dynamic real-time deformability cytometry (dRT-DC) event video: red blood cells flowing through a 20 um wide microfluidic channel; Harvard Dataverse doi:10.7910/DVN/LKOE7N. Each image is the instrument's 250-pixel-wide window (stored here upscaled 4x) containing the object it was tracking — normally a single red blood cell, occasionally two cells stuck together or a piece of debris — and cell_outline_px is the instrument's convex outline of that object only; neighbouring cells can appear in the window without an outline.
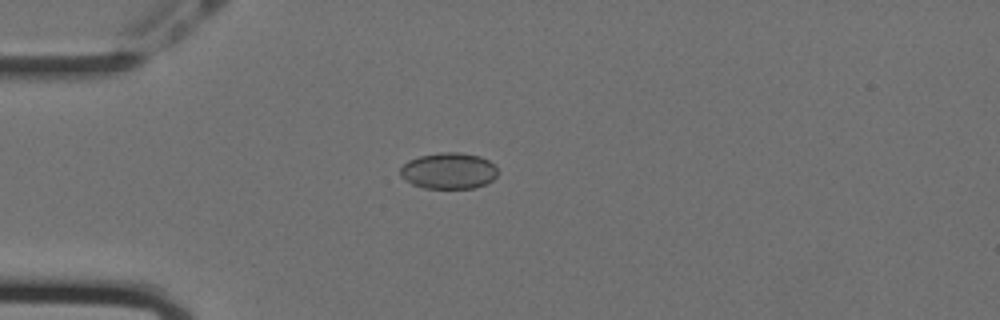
{"species": "Egyptian fruit bat (a non-hibernating species)", "species_latin": "Rousettus aegyptiacus", "temperature_condition": "cold", "stored_images_in_passage": 34, "camera_frame_rate_fps": 3000, "um_per_image_px": 0.085, "animal": {"sex": "female"}, "frame": {"image": 1, "passage_image": 11, "time_ms": 3.333, "image_size_px": [1000, 320], "cell_outline_px": [[496, 176], [492, 180], [476, 188], [424, 188], [412, 184], [400, 176], [400, 168], [408, 160], [420, 156], [440, 152], [460, 152], [480, 156], [488, 160], [496, 168]], "centroid_in_image_um": [38.11, 14.51], "position_along_channel_um": 46.9, "area_um2": 20.52}}
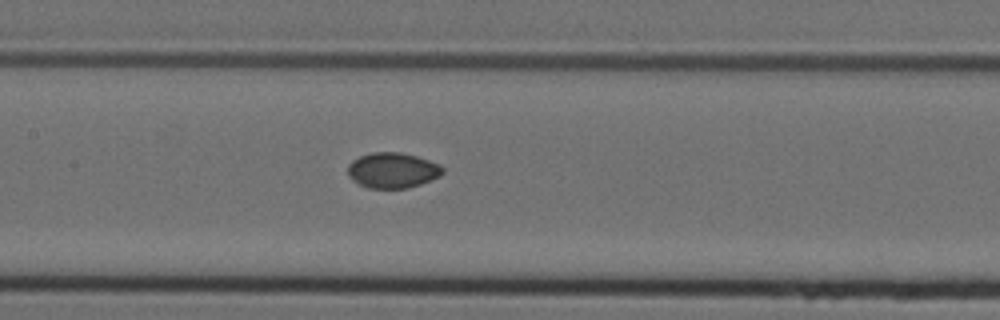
{"frame": {"image": 2, "passage_image": 23, "time_ms": 7.333, "image_size_px": [1000, 320], "cell_outline_px": [[444, 172], [440, 176], [420, 184], [408, 188], [368, 188], [352, 180], [348, 176], [348, 164], [352, 160], [360, 156], [372, 152], [400, 152], [416, 156], [440, 164], [444, 168]], "centroid_in_image_um": [33.36, 14.47], "position_along_channel_um": 174.0, "area_um2": 19.65}}
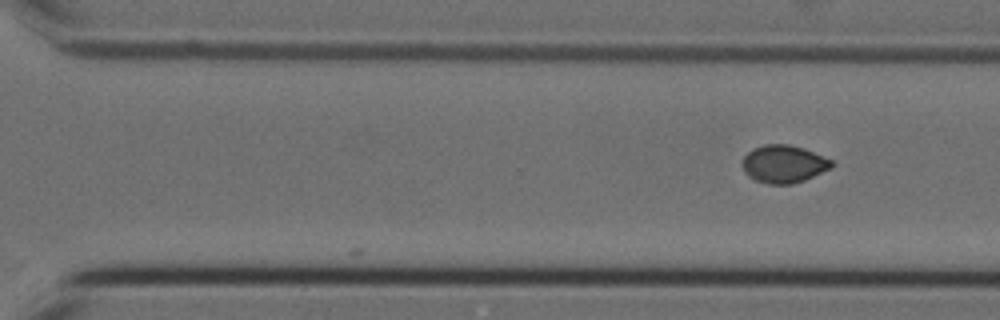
{"frame": {"image": 3, "passage_image": 34, "time_ms": 11.0, "image_size_px": [1000, 320], "cell_outline_px": [[836, 164], [832, 168], [804, 180], [792, 184], [768, 184], [756, 180], [748, 176], [744, 172], [740, 164], [740, 160], [752, 148], [764, 144], [788, 144], [804, 148], [832, 160]], "centroid_in_image_um": [66.59, 13.93], "position_along_channel_um": 304.0, "area_um2": 19.94}}